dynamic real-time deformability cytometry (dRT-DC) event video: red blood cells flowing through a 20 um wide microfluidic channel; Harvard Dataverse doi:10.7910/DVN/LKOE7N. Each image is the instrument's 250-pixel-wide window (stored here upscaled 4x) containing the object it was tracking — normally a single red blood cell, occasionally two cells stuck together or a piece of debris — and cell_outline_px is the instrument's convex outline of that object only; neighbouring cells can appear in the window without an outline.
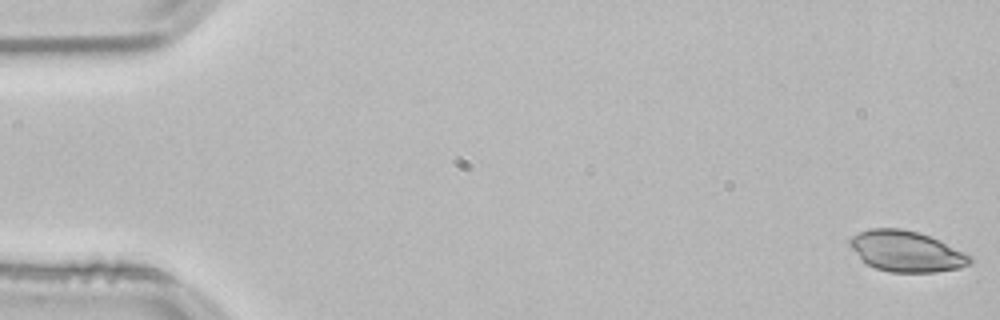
{"species": "common noctule bat (a hibernating species)", "species_latin": "Nyctalus noctula", "temperature_condition": "room temperature", "stored_images_in_passage": 54, "camera_frame_rate_fps": 3000, "um_per_image_px": 0.085, "animal": {"sex": "male", "body_mass_g": 21.5, "forearm_length_mm": 52.0}, "frame": {"image": 1, "passage_image": 1, "time_ms": 0.0, "image_size_px": [1000, 320], "cell_outline_px": [[972, 264], [960, 268], [936, 272], [892, 272], [876, 268], [868, 264], [848, 244], [848, 240], [852, 236], [860, 232], [872, 228], [900, 228], [920, 232], [940, 240], [972, 256]], "centroid_in_image_um": [77.09, 21.35], "position_along_channel_um": 7.9, "area_um2": 28.5}}
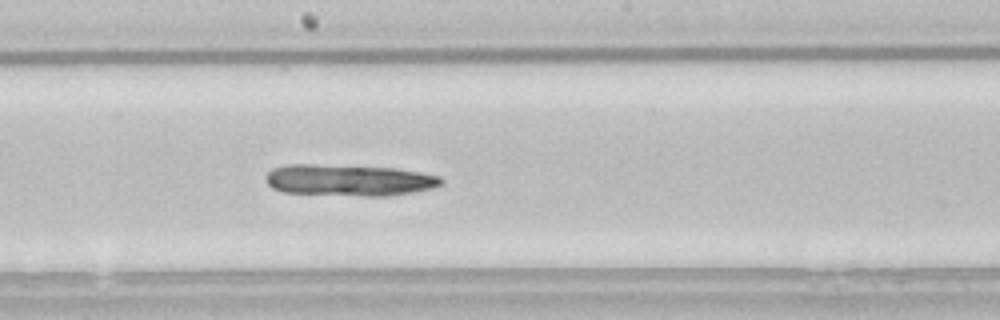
{"frame": {"image": 2, "passage_image": 29, "time_ms": 9.333, "image_size_px": [1000, 320], "cell_outline_px": [[444, 184], [432, 188], [412, 192], [388, 196], [364, 196], [284, 192], [272, 188], [264, 180], [264, 176], [272, 168], [288, 164], [312, 164], [392, 168], [420, 172], [440, 176], [444, 180]], "centroid_in_image_um": [29.65, 15.31], "position_along_channel_um": 218.6, "area_um2": 32.25}}
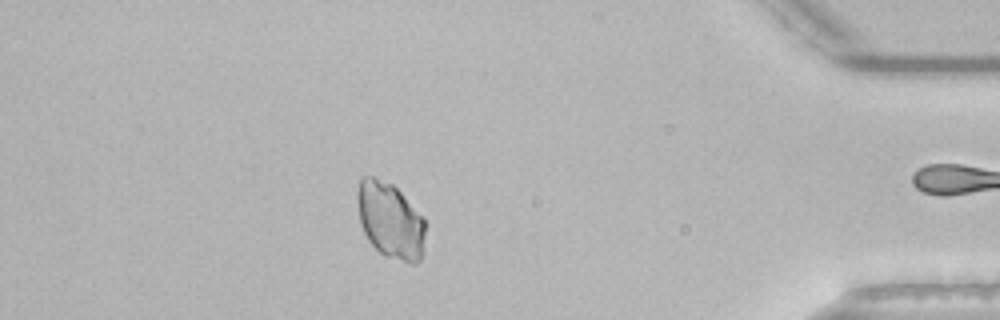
{"frame": {"image": 3, "passage_image": 47, "time_ms": 15.333, "image_size_px": [1000, 320], "cell_outline_px": [[424, 236], [420, 260], [416, 264], [412, 264], [384, 256], [368, 240], [360, 224], [356, 196], [360, 180], [364, 176], [372, 176], [392, 184], [424, 216]], "centroid_in_image_um": [33.16, 18.74], "position_along_channel_um": 402.0, "area_um2": 30.11}}